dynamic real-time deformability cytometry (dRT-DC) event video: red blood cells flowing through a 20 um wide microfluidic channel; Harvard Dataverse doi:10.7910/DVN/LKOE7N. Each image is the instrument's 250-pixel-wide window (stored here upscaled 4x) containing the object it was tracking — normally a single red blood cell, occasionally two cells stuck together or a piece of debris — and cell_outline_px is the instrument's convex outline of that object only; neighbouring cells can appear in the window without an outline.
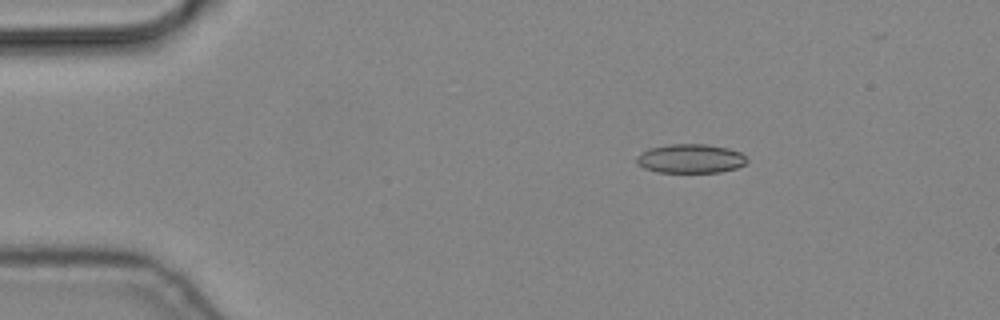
{"species": "common noctule bat (a hibernating species)", "species_latin": "Nyctalus noctula", "temperature_condition": "cold", "stored_images_in_passage": 5, "camera_frame_rate_fps": 3000, "um_per_image_px": 0.085, "animal": {"sex": "male", "body_mass_g": 19.2, "forearm_length_mm": 51.8}, "frame": {"image": 1, "passage_image": 3, "time_ms": 0.667, "image_size_px": [1000, 320], "cell_outline_px": [[748, 160], [744, 164], [736, 168], [720, 172], [656, 172], [644, 168], [636, 164], [636, 156], [640, 152], [648, 148], [668, 144], [704, 144], [728, 148], [740, 152]], "centroid_in_image_um": [58.64, 13.48], "position_along_channel_um": 26.4, "area_um2": 18.79}}